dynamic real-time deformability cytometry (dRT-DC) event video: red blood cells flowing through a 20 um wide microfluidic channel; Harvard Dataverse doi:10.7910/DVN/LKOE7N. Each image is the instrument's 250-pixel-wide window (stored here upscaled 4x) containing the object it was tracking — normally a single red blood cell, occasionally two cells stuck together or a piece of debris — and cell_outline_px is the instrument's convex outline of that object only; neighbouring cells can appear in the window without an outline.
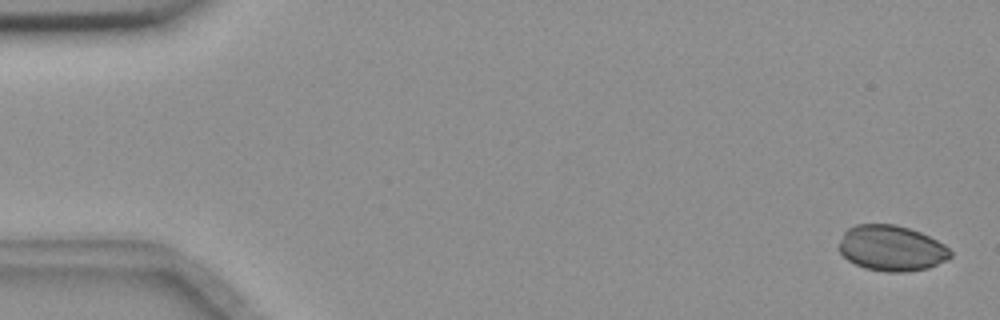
{"species": "common noctule bat (a hibernating species)", "species_latin": "Nyctalus noctula", "temperature_condition": "room temperature", "stored_images_in_passage": 6, "camera_frame_rate_fps": 3000, "um_per_image_px": 0.085, "animal": {"sex": "female", "body_mass_g": 18.4}, "frame": {"image": 1, "passage_image": 1, "time_ms": 0.0, "image_size_px": [1000, 320], "cell_outline_px": [[952, 256], [948, 260], [928, 268], [904, 272], [884, 272], [864, 268], [848, 260], [840, 252], [840, 240], [844, 232], [848, 228], [856, 224], [896, 224], [920, 232], [944, 244], [952, 252]], "centroid_in_image_um": [75.79, 21.1], "position_along_channel_um": 9.2, "area_um2": 29.65}}